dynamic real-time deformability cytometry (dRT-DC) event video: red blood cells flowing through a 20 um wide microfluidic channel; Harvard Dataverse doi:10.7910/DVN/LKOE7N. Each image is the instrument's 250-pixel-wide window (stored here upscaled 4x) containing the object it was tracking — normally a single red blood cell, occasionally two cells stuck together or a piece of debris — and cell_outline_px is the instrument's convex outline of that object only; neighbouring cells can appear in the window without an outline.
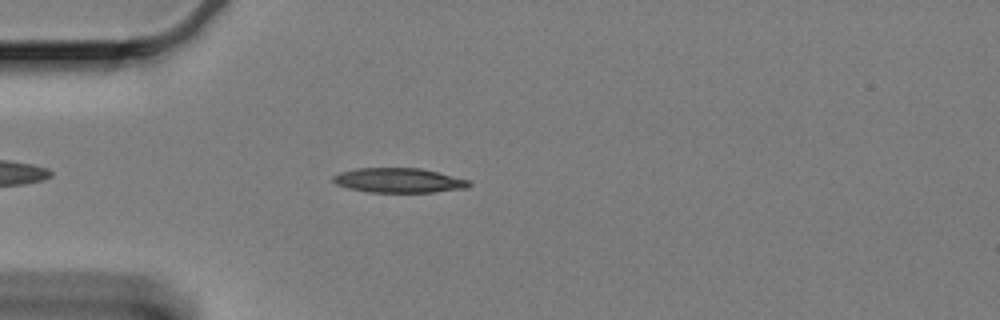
{"species": "Egyptian fruit bat (a non-hibernating species)", "species_latin": "Rousettus aegyptiacus", "temperature_condition": "cold", "stored_images_in_passage": 50, "camera_frame_rate_fps": 3000, "um_per_image_px": 0.085, "animal": {"sex": "female"}, "frame": {"image": 1, "passage_image": 7, "time_ms": 2.0, "image_size_px": [1000, 320], "cell_outline_px": [[472, 184], [468, 188], [432, 192], [368, 192], [348, 188], [336, 184], [332, 180], [332, 176], [340, 172], [356, 168], [420, 168], [468, 180]], "centroid_in_image_um": [33.86, 15.33], "position_along_channel_um": 51.1, "area_um2": 19.42}}
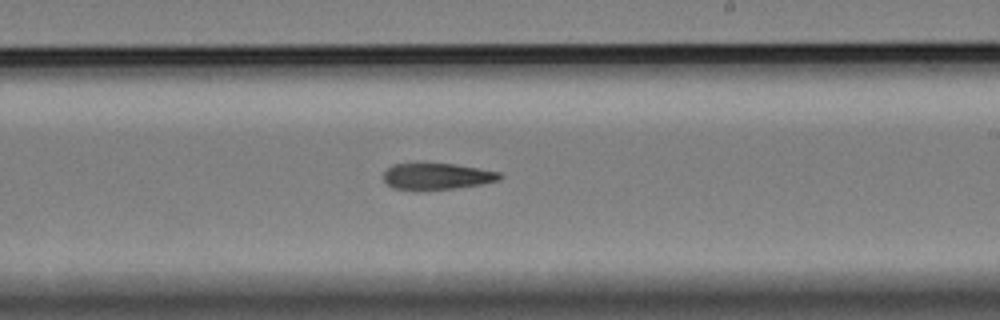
{"frame": {"image": 2, "passage_image": 26, "time_ms": 8.333, "image_size_px": [1000, 320], "cell_outline_px": [[504, 176], [500, 180], [480, 184], [452, 188], [416, 192], [392, 188], [384, 180], [384, 172], [392, 164], [456, 164], [500, 172]], "centroid_in_image_um": [37.12, 15.01], "position_along_channel_um": 251.9, "area_um2": 18.09}}
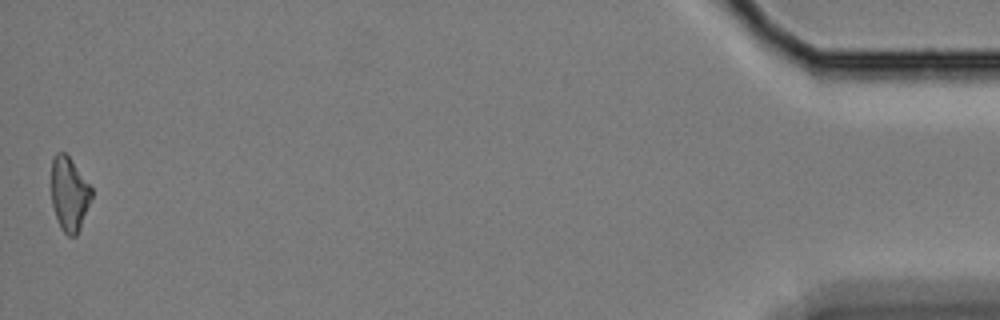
{"frame": {"image": 3, "passage_image": 50, "time_ms": 16.333, "image_size_px": [1000, 320], "cell_outline_px": [[92, 196], [80, 228], [76, 236], [68, 236], [60, 228], [52, 204], [52, 156], [56, 152], [64, 152], [72, 160], [92, 188]], "centroid_in_image_um": [5.88, 16.48], "position_along_channel_um": 429.3, "area_um2": 17.22}, "authors_computed_cell_mechanics": {"area_um2": 18.8717, "velocity_mm_per_s": 3.3292, "shape_relaxation_time_tau1_ms": 7.167, "shape_relaxation_time_tau2_ms": null, "deformation_change_tau1": 0.1612, "deformation_change_tau2": null}}